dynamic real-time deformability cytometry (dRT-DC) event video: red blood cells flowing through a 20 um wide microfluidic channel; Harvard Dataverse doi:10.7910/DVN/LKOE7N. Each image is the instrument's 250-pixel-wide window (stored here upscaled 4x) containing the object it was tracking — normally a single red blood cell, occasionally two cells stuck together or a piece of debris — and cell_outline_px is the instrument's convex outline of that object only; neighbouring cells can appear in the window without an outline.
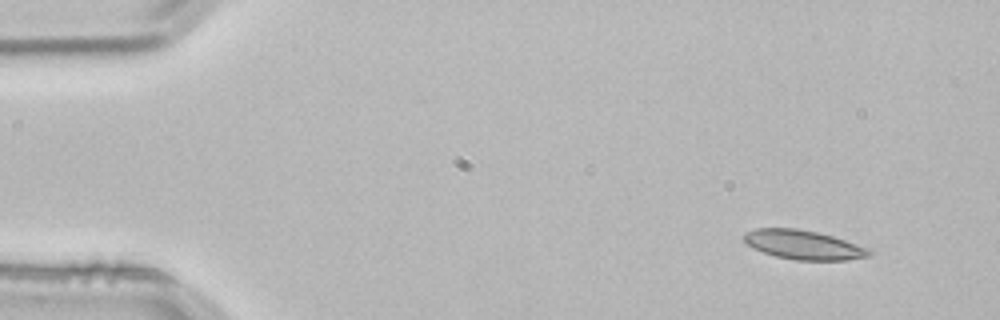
{"species": "common noctule bat (a hibernating species)", "species_latin": "Nyctalus noctula", "temperature_condition": "room temperature", "stored_images_in_passage": 3, "camera_frame_rate_fps": 3000, "um_per_image_px": 0.085, "animal": {"sex": "male", "body_mass_g": 21.5, "forearm_length_mm": 52.0}, "frame": {"image": 1, "passage_image": 1, "time_ms": 0.0, "image_size_px": [1000, 320], "cell_outline_px": [[876, 252], [872, 256], [848, 260], [796, 260], [776, 256], [764, 252], [748, 244], [744, 240], [744, 232], [756, 228], [796, 228], [816, 232], [832, 236], [872, 248]], "centroid_in_image_um": [68.4, 20.81], "position_along_channel_um": 16.6, "area_um2": 21.44}}
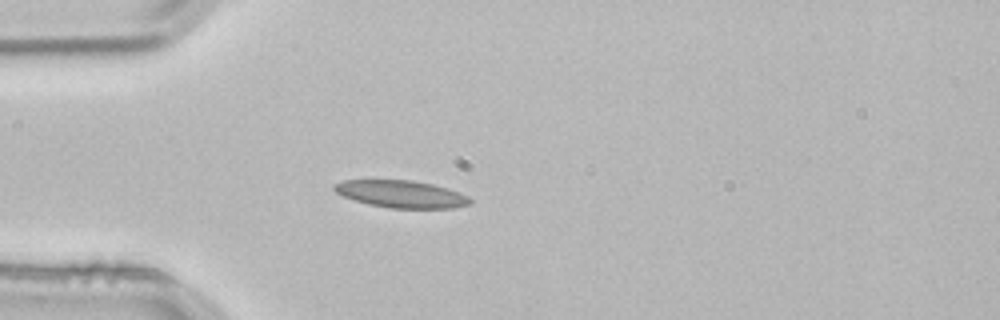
{"frame": {"image": 2, "passage_image": 3, "time_ms": 0.667, "image_size_px": [1000, 320], "cell_outline_px": [[472, 204], [452, 208], [388, 208], [368, 204], [344, 196], [336, 192], [332, 188], [332, 184], [344, 180], [412, 180], [432, 184], [448, 188], [468, 196], [472, 200]], "centroid_in_image_um": [34.11, 16.49], "position_along_channel_um": 50.9, "area_um2": 21.62}}